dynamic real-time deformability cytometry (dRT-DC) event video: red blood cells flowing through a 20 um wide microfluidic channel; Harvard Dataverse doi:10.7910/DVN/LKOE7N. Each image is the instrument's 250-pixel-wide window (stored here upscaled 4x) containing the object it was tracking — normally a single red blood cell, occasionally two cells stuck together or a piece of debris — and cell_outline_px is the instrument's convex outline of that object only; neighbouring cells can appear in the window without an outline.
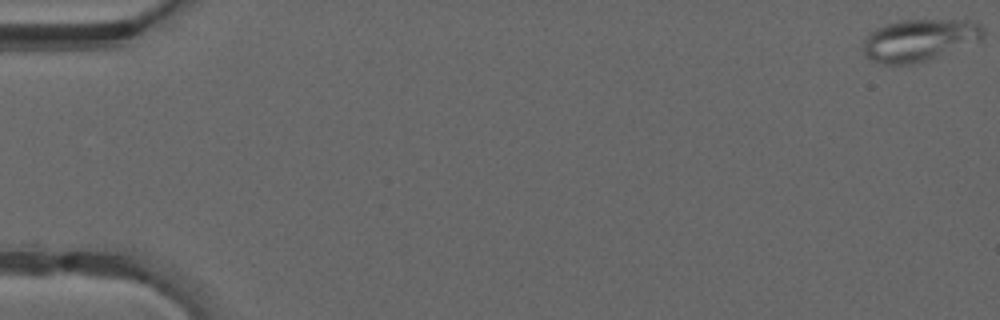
{"species": "common noctule bat (a hibernating species)", "species_latin": "Nyctalus noctula", "temperature_condition": "warm", "stored_images_in_passage": 16, "camera_frame_rate_fps": 3000, "um_per_image_px": 0.085, "animal": {"sex": "male", "forearm_length_mm": 52.5}, "frame": {"image": 1, "passage_image": 1, "time_ms": 0.0, "image_size_px": [1000, 320], "cell_outline_px": [[984, 36], [980, 40], [936, 56], [924, 60], [908, 64], [880, 64], [872, 60], [864, 52], [864, 40], [876, 28], [888, 24], [904, 20], [972, 20], [980, 24], [984, 28]], "centroid_in_image_um": [78.17, 3.39], "position_along_channel_um": 6.8, "area_um2": 28.73}}